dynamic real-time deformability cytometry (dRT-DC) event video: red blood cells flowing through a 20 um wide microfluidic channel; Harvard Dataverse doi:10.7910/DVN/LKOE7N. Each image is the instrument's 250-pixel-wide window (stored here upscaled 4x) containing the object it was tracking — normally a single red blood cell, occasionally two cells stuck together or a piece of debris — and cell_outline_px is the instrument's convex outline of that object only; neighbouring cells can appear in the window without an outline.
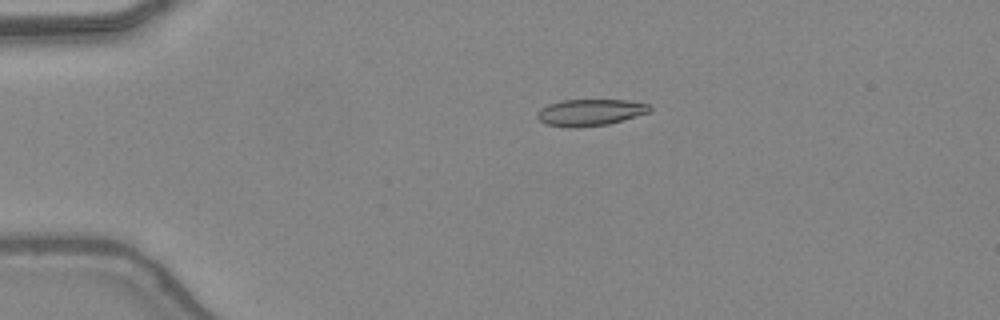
{"species": "common noctule bat (a hibernating species)", "species_latin": "Nyctalus noctula", "temperature_condition": "warm", "stored_images_in_passage": 47, "camera_frame_rate_fps": 3000, "um_per_image_px": 0.085, "animal": {"sex": "female", "body_mass_g": 24.6, "forearm_length_mm": 56.2}, "frame": {"image": 1, "passage_image": 11, "time_ms": 3.333, "image_size_px": [1000, 320], "cell_outline_px": [[652, 108], [648, 112], [608, 124], [572, 128], [544, 124], [536, 116], [536, 112], [540, 108], [548, 104], [560, 100], [628, 100], [648, 104]], "centroid_in_image_um": [50.1, 9.55], "position_along_channel_um": 34.9, "area_um2": 17.4}}
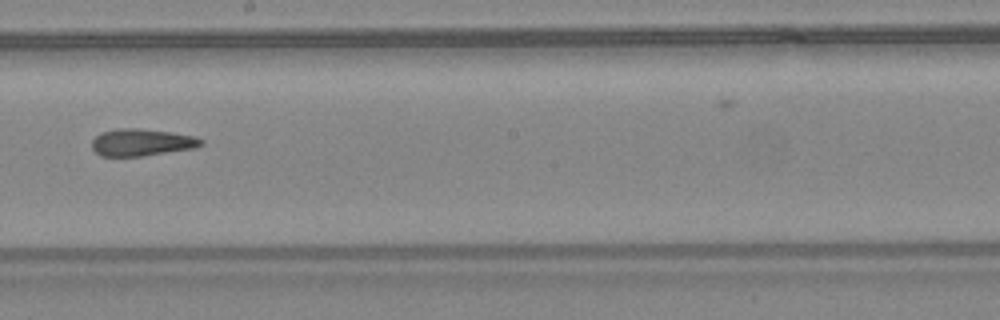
{"frame": {"image": 2, "passage_image": 28, "time_ms": 9.0, "image_size_px": [1000, 320], "cell_outline_px": [[204, 144], [196, 148], [140, 156], [100, 156], [92, 148], [92, 140], [100, 132], [116, 128], [136, 128], [172, 132], [196, 136], [204, 140]], "centroid_in_image_um": [12.06, 12.09], "position_along_channel_um": 236.1, "area_um2": 17.4}}
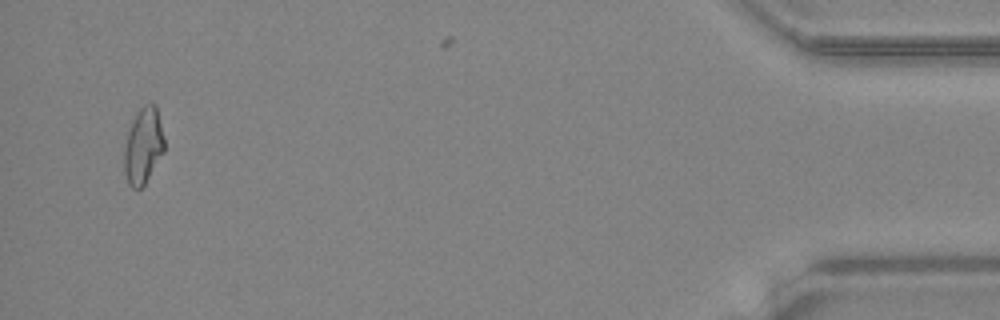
{"frame": {"image": 3, "passage_image": 46, "time_ms": 15.0, "image_size_px": [1000, 320], "cell_outline_px": [[164, 152], [144, 184], [140, 188], [132, 188], [128, 184], [124, 172], [124, 148], [128, 132], [140, 108], [144, 104], [156, 104], [164, 136]], "centroid_in_image_um": [12.18, 12.41], "position_along_channel_um": 423.0, "area_um2": 17.57}, "authors_computed_cell_mechanics": {"area_um2": 17.5134, "velocity_mm_per_s": 4.4457, "shape_relaxation_time_tau1_ms": null, "shape_relaxation_time_tau2_ms": 3.3203, "deformation_change_tau1": null, "deformation_change_tau2": 0.1153}}